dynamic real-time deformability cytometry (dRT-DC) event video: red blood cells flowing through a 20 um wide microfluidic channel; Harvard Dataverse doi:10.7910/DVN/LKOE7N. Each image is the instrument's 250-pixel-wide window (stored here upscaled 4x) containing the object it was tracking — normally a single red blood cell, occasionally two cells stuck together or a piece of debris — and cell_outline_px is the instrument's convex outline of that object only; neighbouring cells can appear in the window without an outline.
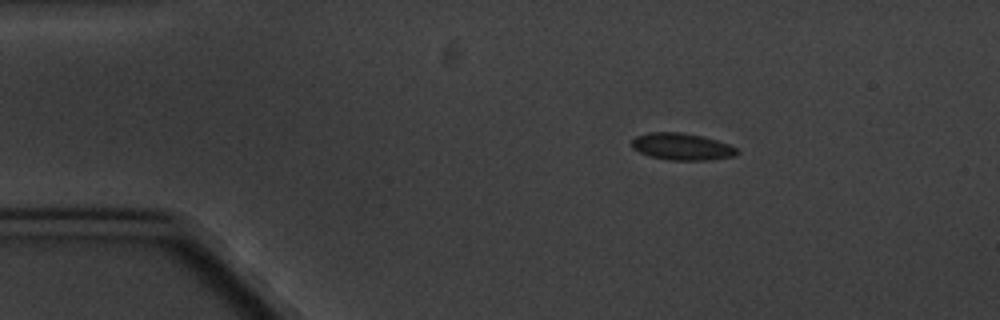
{"species": "common noctule bat (a hibernating species)", "species_latin": "Nyctalus noctula", "temperature_condition": "cold", "stored_images_in_passage": 3, "camera_frame_rate_fps": 3000, "um_per_image_px": 0.085, "animal": {"sex": "male", "body_mass_g": 20.1, "forearm_length_mm": 53.5}, "frame": {"image": 1, "passage_image": 1, "time_ms": 0.0, "image_size_px": [1000, 320], "cell_outline_px": [[740, 152], [736, 156], [708, 160], [668, 160], [648, 156], [632, 148], [632, 140], [636, 136], [652, 132], [680, 132], [704, 136], [728, 144], [736, 148]], "centroid_in_image_um": [57.97, 12.47], "position_along_channel_um": 27.0, "area_um2": 16.59}}